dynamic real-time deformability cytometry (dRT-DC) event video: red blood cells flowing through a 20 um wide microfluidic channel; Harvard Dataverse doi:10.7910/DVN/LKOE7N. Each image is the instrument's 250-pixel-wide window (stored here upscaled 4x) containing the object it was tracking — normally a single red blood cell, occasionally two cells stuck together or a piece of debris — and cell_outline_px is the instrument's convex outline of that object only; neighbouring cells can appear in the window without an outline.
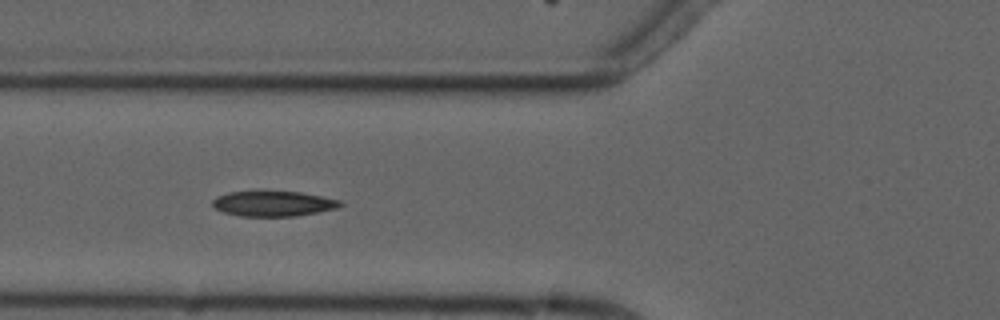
{"species": "common noctule bat (a hibernating species)", "species_latin": "Nyctalus noctula", "temperature_condition": "cold", "stored_images_in_passage": 7, "camera_frame_rate_fps": 3000, "um_per_image_px": 0.085, "animal": {"sex": "male", "forearm_length_mm": 52.5}, "frame": {"image": 1, "passage_image": 6, "time_ms": 6.0, "image_size_px": [1000, 320], "cell_outline_px": [[344, 204], [336, 208], [296, 216], [240, 216], [224, 212], [216, 208], [212, 204], [212, 200], [216, 196], [228, 192], [300, 192], [340, 200]], "centroid_in_image_um": [23.21, 17.31], "position_along_channel_um": 102.6, "area_um2": 18.5}}
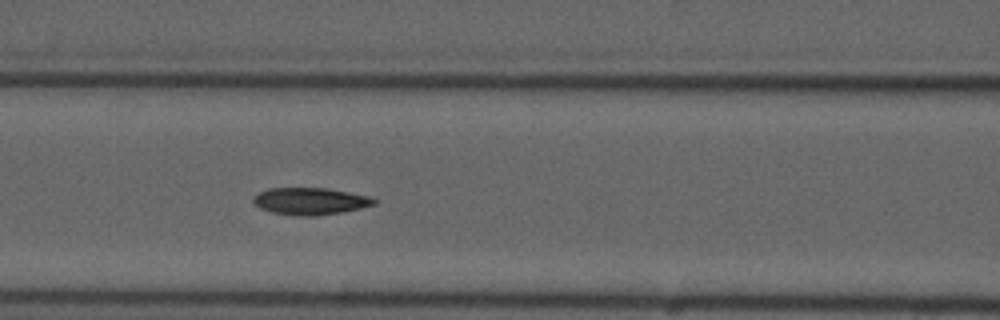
{"frame": {"image": 2, "passage_image": 7, "time_ms": 7.0, "image_size_px": [1000, 320], "cell_outline_px": [[380, 200], [376, 204], [360, 208], [340, 212], [316, 216], [300, 216], [272, 212], [260, 208], [252, 200], [260, 192], [268, 188], [324, 188], [348, 192], [368, 196]], "centroid_in_image_um": [26.4, 17.1], "position_along_channel_um": 140.2, "area_um2": 18.84}}